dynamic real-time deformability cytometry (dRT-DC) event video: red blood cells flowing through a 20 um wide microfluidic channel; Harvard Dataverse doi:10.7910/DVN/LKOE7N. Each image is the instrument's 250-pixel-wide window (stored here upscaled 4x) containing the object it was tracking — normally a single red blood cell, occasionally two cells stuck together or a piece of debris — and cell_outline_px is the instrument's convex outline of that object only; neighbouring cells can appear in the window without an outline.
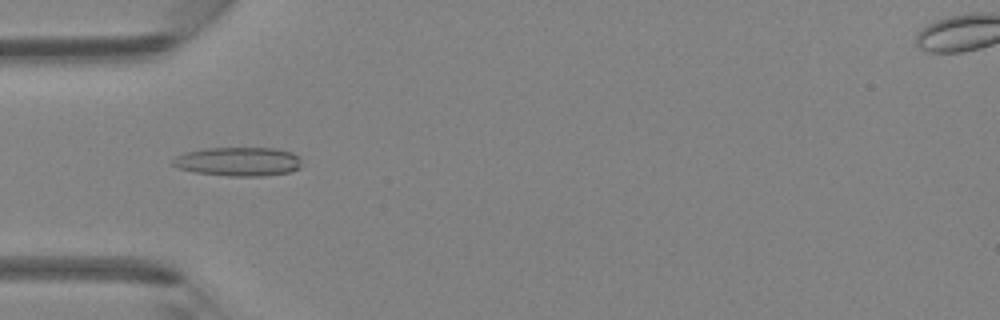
{"species": "Egyptian fruit bat (a non-hibernating species)", "species_latin": "Rousettus aegyptiacus", "temperature_condition": "room temperature", "stored_images_in_passage": 47, "camera_frame_rate_fps": 3000, "um_per_image_px": 0.085, "animal": {"sex": "female"}, "frame": {"image": 1, "passage_image": 15, "time_ms": 4.667, "image_size_px": [1000, 320], "cell_outline_px": [[300, 168], [288, 172], [264, 176], [228, 176], [196, 172], [180, 168], [172, 164], [172, 160], [176, 156], [184, 152], [204, 148], [276, 148], [292, 152], [300, 156]], "centroid_in_image_um": [20.27, 13.72], "position_along_channel_um": 64.7, "area_um2": 21.79}}
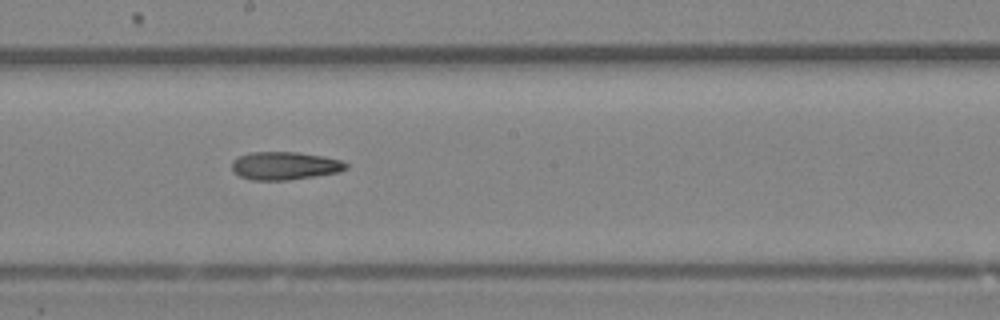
{"frame": {"image": 2, "passage_image": 26, "time_ms": 8.333, "image_size_px": [1000, 320], "cell_outline_px": [[348, 168], [340, 172], [288, 180], [252, 180], [240, 176], [232, 168], [232, 160], [248, 152], [296, 152], [324, 156], [340, 160], [348, 164]], "centroid_in_image_um": [24.22, 14.08], "position_along_channel_um": 224.0, "area_um2": 18.61}}
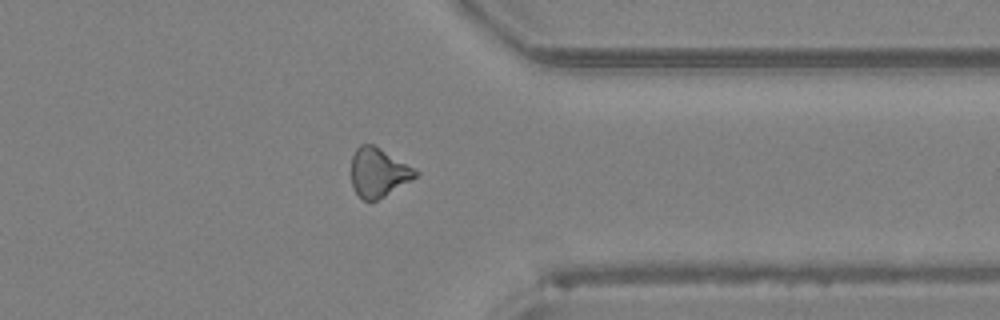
{"frame": {"image": 3, "passage_image": 37, "time_ms": 12.0, "image_size_px": [1000, 320], "cell_outline_px": [[420, 172], [412, 180], [384, 196], [376, 200], [364, 200], [356, 192], [352, 184], [352, 156], [356, 148], [360, 144], [372, 144]], "centroid_in_image_um": [32.15, 14.66], "position_along_channel_um": 379.3, "area_um2": 17.86}}